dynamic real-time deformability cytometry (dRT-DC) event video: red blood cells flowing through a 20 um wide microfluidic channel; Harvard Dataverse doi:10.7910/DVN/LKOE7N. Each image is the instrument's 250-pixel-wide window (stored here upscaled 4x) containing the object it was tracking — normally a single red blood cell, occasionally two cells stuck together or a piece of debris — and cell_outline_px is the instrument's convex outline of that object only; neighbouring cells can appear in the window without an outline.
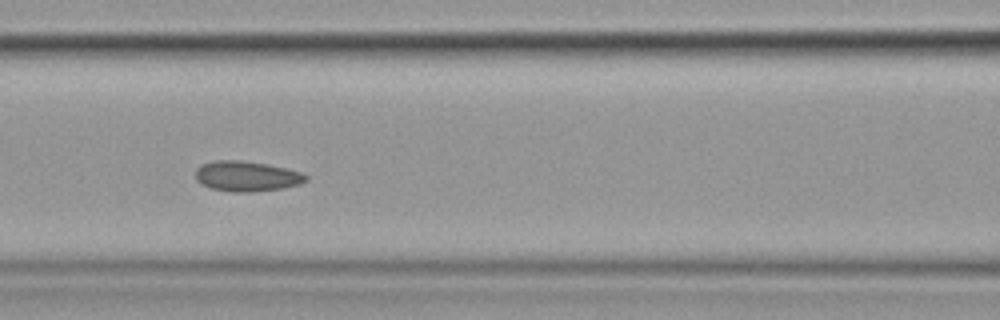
{"species": "common noctule bat (a hibernating species)", "species_latin": "Nyctalus noctula", "temperature_condition": "cold", "stored_images_in_passage": 9, "camera_frame_rate_fps": 3000, "um_per_image_px": 0.085, "animal": {"sex": "female", "body_mass_g": 19.9}, "frame": {"image": 1, "passage_image": 6, "time_ms": 6.667, "image_size_px": [1000, 320], "cell_outline_px": [[308, 180], [300, 184], [284, 188], [248, 192], [232, 192], [212, 188], [200, 184], [196, 180], [196, 168], [204, 164], [216, 160], [240, 160], [268, 164], [300, 172], [308, 176]], "centroid_in_image_um": [20.97, 14.98], "position_along_channel_um": 145.6, "area_um2": 19.42}}
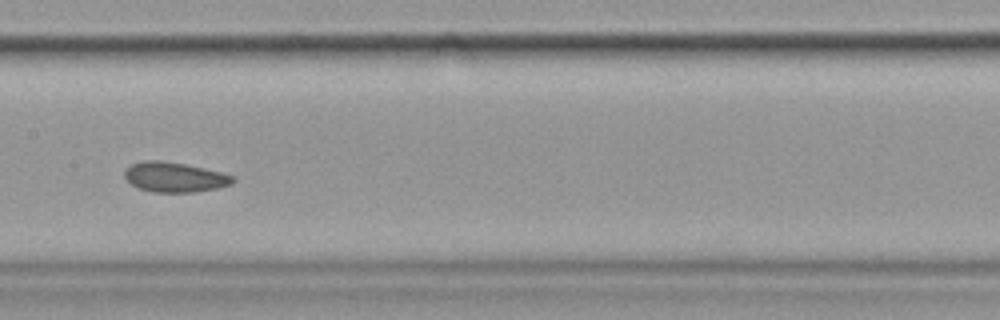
{"frame": {"image": 2, "passage_image": 7, "time_ms": 8.0, "image_size_px": [1000, 320], "cell_outline_px": [[236, 180], [232, 184], [220, 188], [196, 192], [152, 192], [136, 188], [124, 176], [124, 172], [132, 164], [144, 160], [160, 160], [184, 164], [220, 172], [236, 176]], "centroid_in_image_um": [14.88, 15.07], "position_along_channel_um": 192.5, "area_um2": 18.96}}
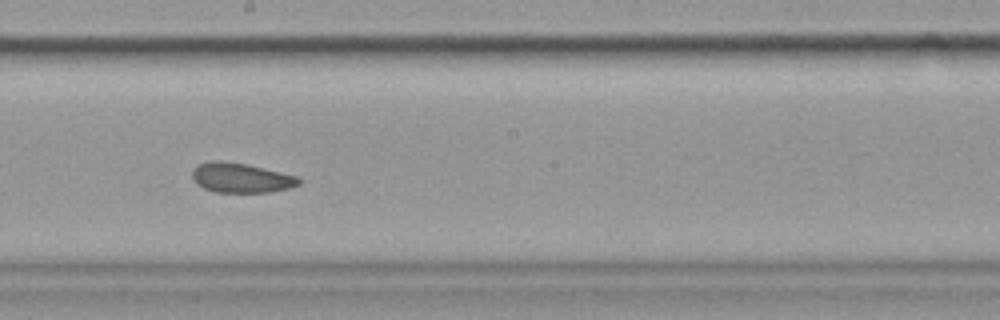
{"frame": {"image": 3, "passage_image": 8, "time_ms": 9.0, "image_size_px": [1000, 320], "cell_outline_px": [[300, 184], [288, 188], [268, 192], [216, 192], [204, 188], [196, 184], [192, 176], [192, 168], [196, 164], [212, 160], [220, 160], [248, 164], [296, 176], [300, 180]], "centroid_in_image_um": [20.42, 15.1], "position_along_channel_um": 227.8, "area_um2": 18.5}}